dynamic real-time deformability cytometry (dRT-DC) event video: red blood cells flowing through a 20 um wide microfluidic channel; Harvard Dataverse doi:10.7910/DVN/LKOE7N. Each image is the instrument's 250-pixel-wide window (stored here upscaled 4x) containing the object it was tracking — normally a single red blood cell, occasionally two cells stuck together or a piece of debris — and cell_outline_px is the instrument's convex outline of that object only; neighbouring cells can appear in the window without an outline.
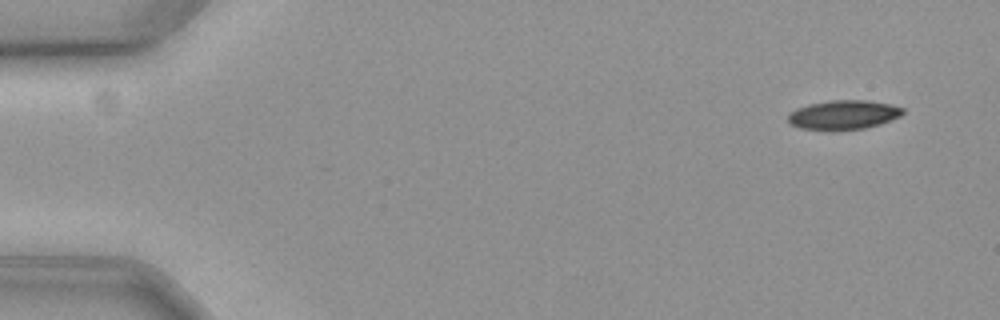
{"species": "common noctule bat (a hibernating species)", "species_latin": "Nyctalus noctula", "temperature_condition": "cold", "stored_images_in_passage": 59, "camera_frame_rate_fps": 3000, "um_per_image_px": 0.085, "animal": {"sex": "female", "body_mass_g": 19.3, "forearm_length_mm": 54.1}, "frame": {"image": 1, "passage_image": 4, "time_ms": 1.0, "image_size_px": [1000, 320], "cell_outline_px": [[904, 112], [900, 116], [880, 124], [864, 128], [832, 132], [800, 128], [792, 124], [788, 120], [788, 112], [796, 108], [808, 104], [832, 100], [868, 100], [888, 104], [904, 108]], "centroid_in_image_um": [71.65, 9.78], "position_along_channel_um": 13.3, "area_um2": 19.88}}
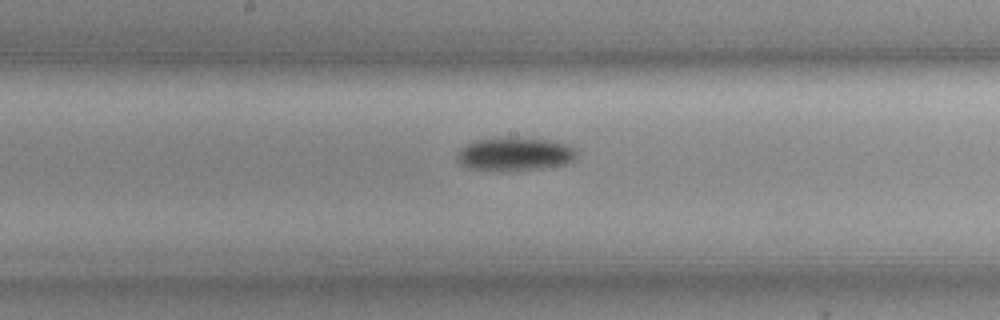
{"frame": {"image": 2, "passage_image": 31, "time_ms": 10.0, "image_size_px": [1000, 320], "cell_outline_px": [[576, 156], [572, 160], [564, 164], [544, 168], [464, 168], [456, 160], [456, 156], [468, 144], [476, 140], [516, 136], [548, 140], [568, 144], [576, 148]], "centroid_in_image_um": [43.8, 13.04], "position_along_channel_um": 204.4, "area_um2": 22.54}}
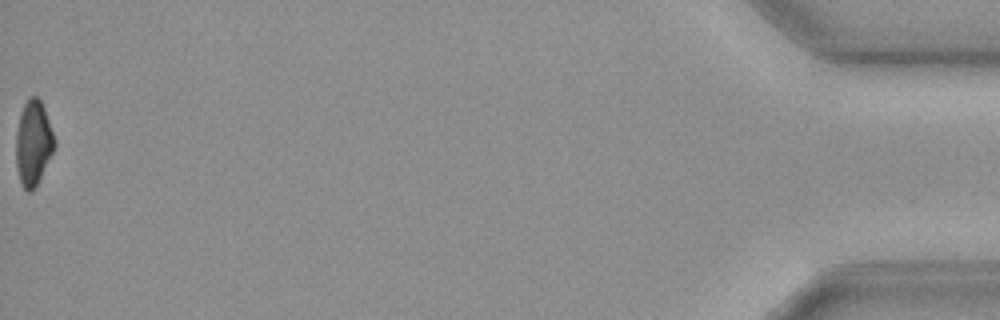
{"frame": {"image": 3, "passage_image": 59, "time_ms": 19.333, "image_size_px": [1000, 320], "cell_outline_px": [[56, 144], [36, 184], [28, 192], [24, 188], [20, 180], [16, 164], [16, 132], [20, 112], [28, 96], [36, 96], [40, 100], [44, 108], [56, 140]], "centroid_in_image_um": [2.82, 12.08], "position_along_channel_um": 432.4, "area_um2": 18.67}, "authors_computed_cell_mechanics": {"area_um2": 20.7502, "velocity_mm_per_s": 3.567, "shape_relaxation_time_tau1_ms": 6.0245, "shape_relaxation_time_tau2_ms": null, "deformation_change_tau1": 0.1264, "deformation_change_tau2": null}}